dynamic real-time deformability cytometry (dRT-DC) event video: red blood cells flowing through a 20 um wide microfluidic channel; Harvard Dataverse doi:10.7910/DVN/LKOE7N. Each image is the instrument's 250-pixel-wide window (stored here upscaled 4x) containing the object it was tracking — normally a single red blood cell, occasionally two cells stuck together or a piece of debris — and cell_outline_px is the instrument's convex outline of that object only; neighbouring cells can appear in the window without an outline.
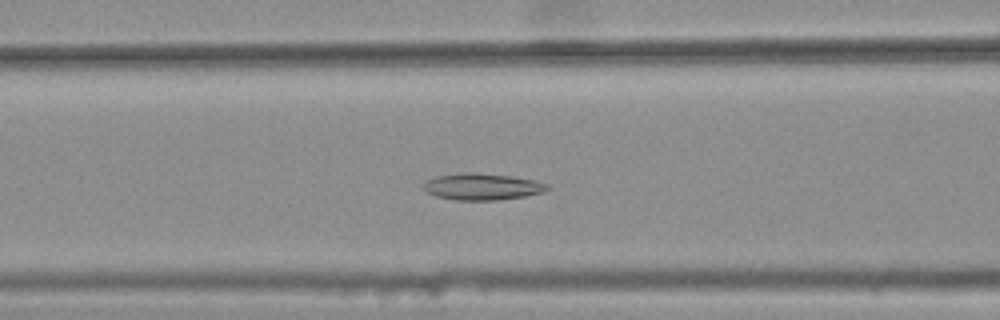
{"species": "common noctule bat (a hibernating species)", "species_latin": "Nyctalus noctula", "temperature_condition": "warm", "stored_images_in_passage": 44, "camera_frame_rate_fps": 3000, "um_per_image_px": 0.085, "animal": {"sex": "female", "body_mass_g": 25.1}, "frame": {"image": 1, "passage_image": 21, "time_ms": 6.667, "image_size_px": [1000, 320], "cell_outline_px": [[552, 188], [544, 192], [524, 196], [500, 200], [456, 200], [436, 196], [424, 192], [420, 188], [420, 184], [436, 176], [464, 172], [472, 172], [512, 176], [536, 180], [548, 184]], "centroid_in_image_um": [40.96, 15.86], "position_along_channel_um": 125.6, "area_um2": 19.59}}
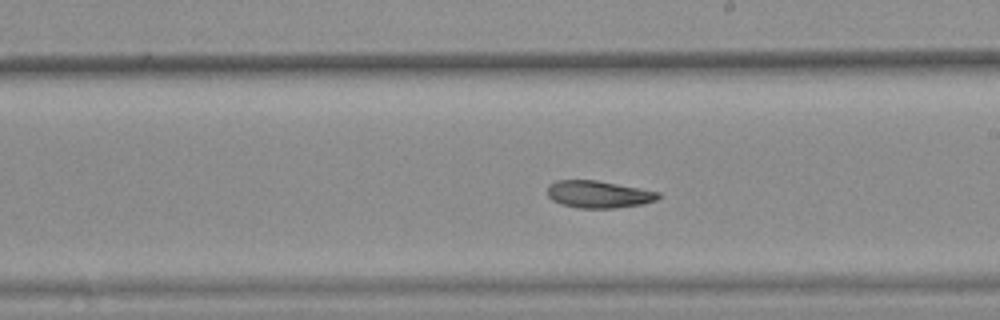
{"frame": {"image": 2, "passage_image": 30, "time_ms": 9.667, "image_size_px": [1000, 320], "cell_outline_px": [[660, 196], [656, 200], [644, 204], [612, 208], [576, 208], [560, 204], [552, 200], [548, 196], [548, 184], [556, 180], [596, 180], [660, 192]], "centroid_in_image_um": [50.85, 16.52], "position_along_channel_um": 238.2, "area_um2": 17.63}}
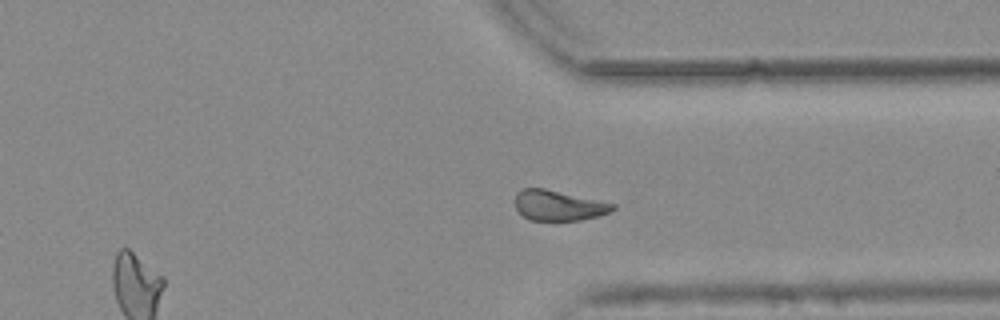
{"frame": {"image": 3, "passage_image": 40, "time_ms": 13.0, "image_size_px": [1000, 320], "cell_outline_px": [[616, 208], [608, 212], [596, 216], [580, 220], [528, 220], [516, 208], [516, 192], [524, 188], [544, 188], [616, 204]], "centroid_in_image_um": [47.46, 17.46], "position_along_channel_um": 363.9, "area_um2": 16.99}, "authors_computed_cell_mechanics": {"area_um2": 18.7561, "velocity_mm_per_s": 3.7583, "shape_relaxation_time_tau1_ms": null, "shape_relaxation_time_tau2_ms": 3.8239, "deformation_change_tau1": null, "deformation_change_tau2": 0.1019}}